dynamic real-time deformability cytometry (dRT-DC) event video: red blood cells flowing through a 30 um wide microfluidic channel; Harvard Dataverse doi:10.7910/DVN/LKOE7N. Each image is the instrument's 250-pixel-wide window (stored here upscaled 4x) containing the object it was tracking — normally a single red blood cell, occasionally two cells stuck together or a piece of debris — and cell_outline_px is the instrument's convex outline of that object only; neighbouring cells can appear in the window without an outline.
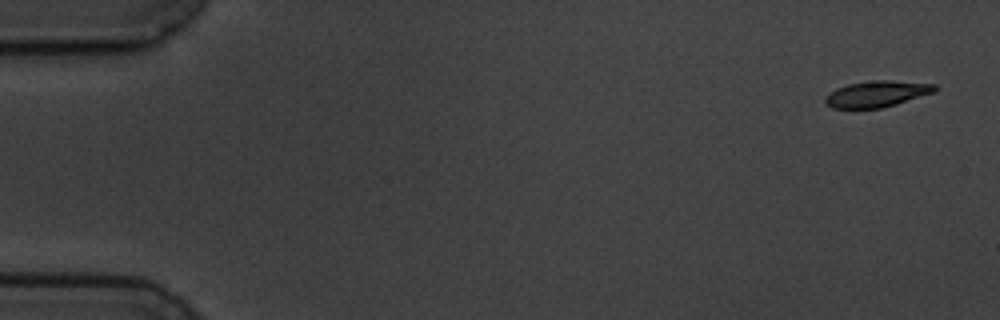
{"species": "common noctule bat (a hibernating species)", "species_latin": "Nyctalus noctula", "temperature_condition": "cold", "stored_images_in_passage": 5, "camera_frame_rate_fps": 3000, "um_per_image_px": 0.085, "animal": {"sex": "male", "body_mass_g": 19.5, "forearm_length_mm": 54.6}, "frame": {"image": 1, "passage_image": 1, "time_ms": 0.0, "image_size_px": [1000, 320], "cell_outline_px": [[936, 92], [896, 104], [880, 108], [832, 108], [824, 100], [824, 96], [828, 92], [836, 88], [848, 84], [876, 80], [888, 80], [936, 84]], "centroid_in_image_um": [74.52, 7.98], "position_along_channel_um": 10.5, "area_um2": 16.7}}
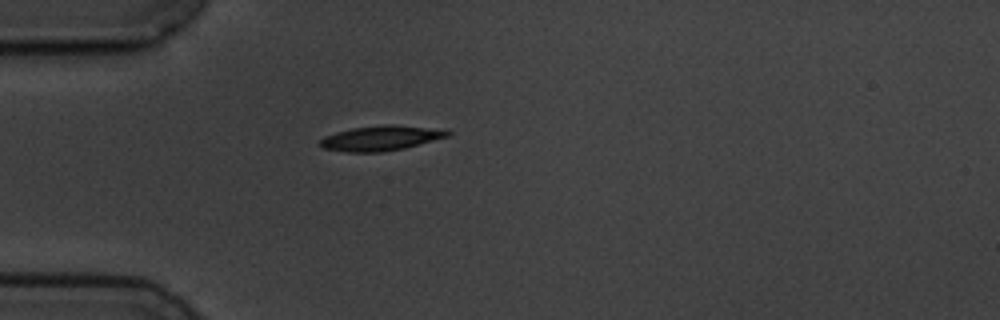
{"frame": {"image": 2, "passage_image": 5, "time_ms": 4.667, "image_size_px": [1000, 320], "cell_outline_px": [[452, 132], [448, 136], [404, 148], [384, 152], [348, 152], [324, 148], [316, 144], [324, 136], [336, 132], [352, 128], [388, 124], [392, 124], [448, 128]], "centroid_in_image_um": [32.42, 11.72], "position_along_channel_um": 52.6, "area_um2": 18.84}}